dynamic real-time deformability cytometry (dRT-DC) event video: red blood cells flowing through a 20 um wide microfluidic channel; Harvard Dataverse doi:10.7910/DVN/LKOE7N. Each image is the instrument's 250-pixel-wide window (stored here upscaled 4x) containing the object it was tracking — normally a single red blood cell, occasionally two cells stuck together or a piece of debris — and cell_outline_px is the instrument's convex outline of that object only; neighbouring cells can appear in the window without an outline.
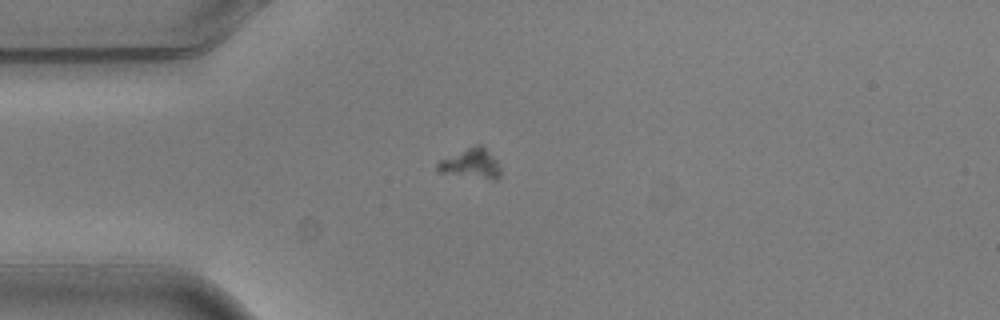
{"species": "common noctule bat (a hibernating species)", "species_latin": "Nyctalus noctula", "temperature_condition": "warm", "stored_images_in_passage": 2, "camera_frame_rate_fps": 3000, "um_per_image_px": 0.085, "animal": {"sex": "male", "body_mass_g": 20.5, "forearm_length_mm": 52.5}, "frame": {"image": 1, "passage_image": 1, "time_ms": 0.0, "image_size_px": [1000, 320], "cell_outline_px": [[500, 176], [496, 180], [492, 180], [436, 172], [436, 164], [440, 160], [476, 144], [480, 144], [496, 160], [500, 168]], "centroid_in_image_um": [40.02, 13.94], "position_along_channel_um": 45.0, "area_um2": 10.87}}
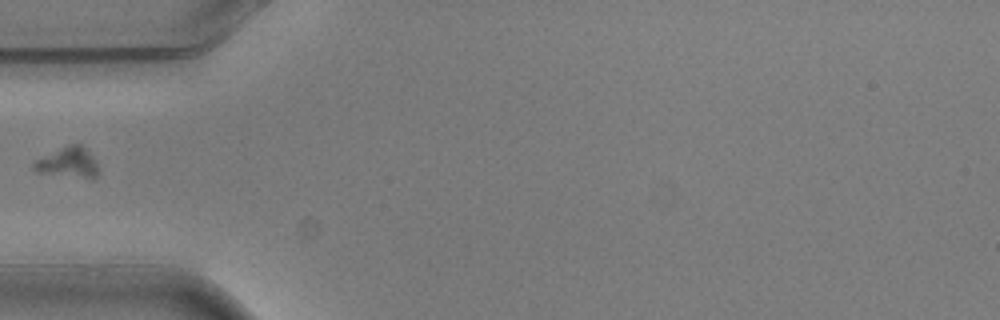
{"frame": {"image": 2, "passage_image": 2, "time_ms": 0.333, "image_size_px": [1000, 320], "cell_outline_px": [[100, 172], [92, 180], [36, 172], [32, 168], [32, 164], [36, 160], [68, 144], [80, 144], [92, 156], [100, 168]], "centroid_in_image_um": [5.83, 13.86], "position_along_channel_um": 79.2, "area_um2": 11.62}}